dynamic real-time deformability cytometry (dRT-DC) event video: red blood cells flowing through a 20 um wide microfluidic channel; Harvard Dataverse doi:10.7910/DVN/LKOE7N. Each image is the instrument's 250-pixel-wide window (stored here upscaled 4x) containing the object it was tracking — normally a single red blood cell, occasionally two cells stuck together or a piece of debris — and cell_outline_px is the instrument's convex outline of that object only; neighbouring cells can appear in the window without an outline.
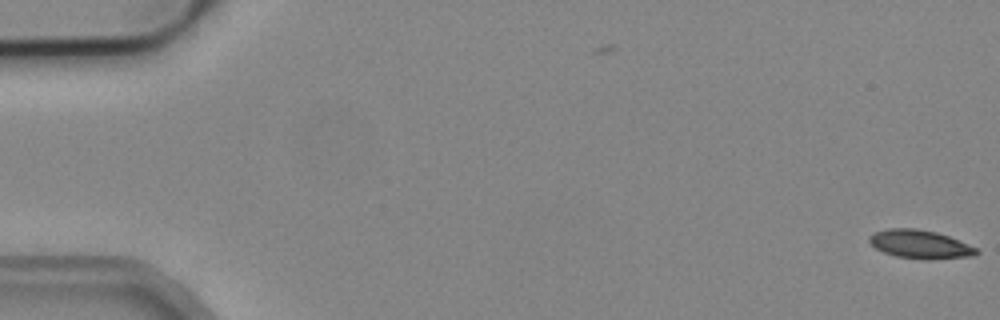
{"species": "common noctule bat (a hibernating species)", "species_latin": "Nyctalus noctula", "temperature_condition": "cold", "stored_images_in_passage": 2, "camera_frame_rate_fps": 3000, "um_per_image_px": 0.085, "animal": {"sex": "male", "body_mass_g": 19.2, "forearm_length_mm": 51.8}, "frame": {"image": 1, "passage_image": 2, "time_ms": 0.333, "image_size_px": [1000, 320], "cell_outline_px": [[980, 252], [972, 256], [928, 260], [896, 256], [884, 252], [876, 248], [868, 240], [868, 236], [876, 232], [888, 228], [916, 228], [936, 232], [948, 236], [976, 248]], "centroid_in_image_um": [78.19, 20.76], "position_along_channel_um": 6.8, "area_um2": 17.63}}